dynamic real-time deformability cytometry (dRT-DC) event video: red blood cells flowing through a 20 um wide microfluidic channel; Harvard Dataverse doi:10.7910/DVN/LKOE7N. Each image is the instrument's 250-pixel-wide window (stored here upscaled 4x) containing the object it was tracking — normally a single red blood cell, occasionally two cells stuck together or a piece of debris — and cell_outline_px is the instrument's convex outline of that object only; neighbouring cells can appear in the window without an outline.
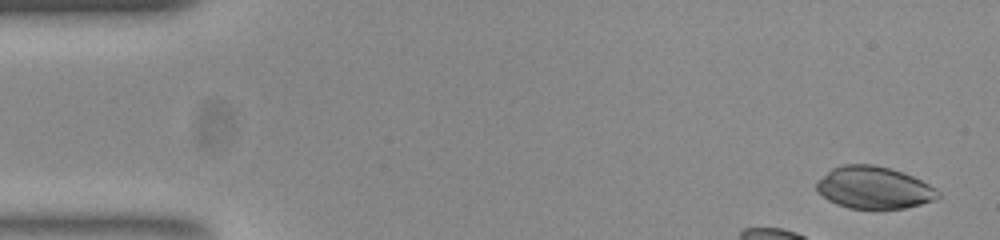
{"species": "common noctule bat (a hibernating species)", "species_latin": "Nyctalus noctula", "temperature_condition": "room temperature", "stored_images_in_passage": 44, "camera_frame_rate_fps": 3000, "um_per_image_px": 0.085, "animal": {"sex": "female", "body_mass_g": 23.0, "forearm_length_mm": 53.4}, "frame": {"image": 1, "passage_image": 2, "time_ms": 0.333, "image_size_px": [1000, 240], "cell_outline_px": [[940, 196], [936, 200], [904, 208], [848, 208], [836, 204], [828, 200], [816, 188], [816, 180], [832, 168], [840, 164], [872, 164], [892, 168], [904, 172], [936, 188], [940, 192]], "centroid_in_image_um": [74.28, 15.93], "position_along_channel_um": 10.7, "area_um2": 29.94}}
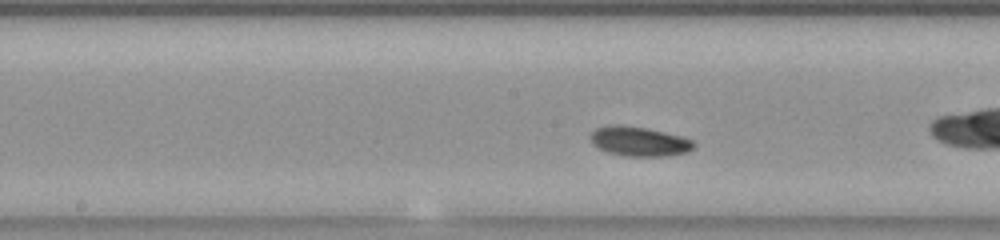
{"frame": {"image": 2, "passage_image": 24, "time_ms": 7.667, "image_size_px": [1000, 240], "cell_outline_px": [[696, 144], [688, 152], [668, 156], [628, 156], [608, 152], [592, 144], [592, 132], [596, 128], [612, 124], [620, 124], [644, 128], [664, 132], [680, 136], [692, 140]], "centroid_in_image_um": [54.35, 12.02], "position_along_channel_um": 193.9, "area_um2": 17.57}}
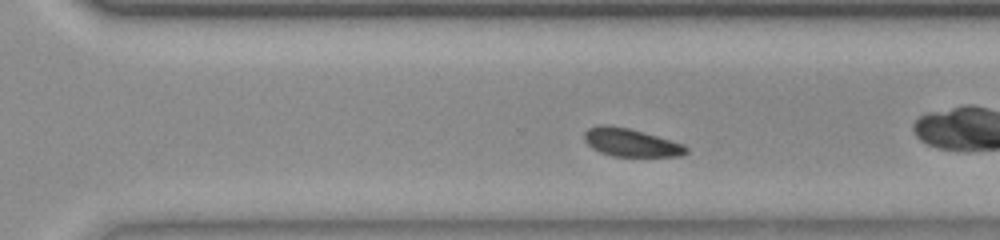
{"frame": {"image": 3, "passage_image": 34, "time_ms": 11.0, "image_size_px": [1000, 240], "cell_outline_px": [[688, 152], [680, 156], [612, 156], [600, 152], [592, 148], [584, 140], [584, 132], [588, 128], [600, 124], [608, 124], [628, 128], [684, 144], [688, 148]], "centroid_in_image_um": [53.59, 12.11], "position_along_channel_um": 317.0, "area_um2": 16.59}}